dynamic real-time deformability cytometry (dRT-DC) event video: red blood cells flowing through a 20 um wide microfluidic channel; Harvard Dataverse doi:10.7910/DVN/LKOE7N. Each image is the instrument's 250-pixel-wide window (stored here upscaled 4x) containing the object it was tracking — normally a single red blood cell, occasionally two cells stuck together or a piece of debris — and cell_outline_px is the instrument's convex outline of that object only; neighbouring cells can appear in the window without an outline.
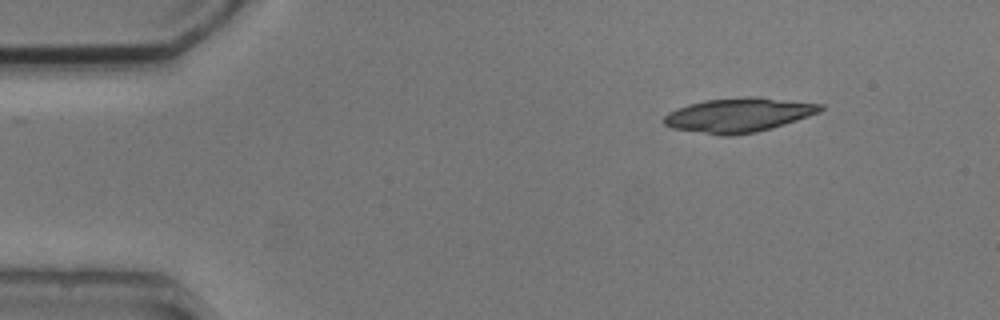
{"species": "common noctule bat (a hibernating species)", "species_latin": "Nyctalus noctula", "temperature_condition": "cold", "stored_images_in_passage": 5, "camera_frame_rate_fps": 3000, "um_per_image_px": 0.085, "animal": {"sex": "male", "body_mass_g": 20.5, "forearm_length_mm": 52.5}, "frame": {"image": 1, "passage_image": 1, "time_ms": 0.0, "image_size_px": [1000, 320], "cell_outline_px": [[824, 108], [820, 112], [772, 128], [756, 132], [732, 136], [720, 136], [672, 128], [664, 124], [664, 116], [668, 112], [676, 108], [688, 104], [704, 100], [748, 96], [756, 96], [824, 104]], "centroid_in_image_um": [62.77, 9.77], "position_along_channel_um": 22.2, "area_um2": 31.44}}